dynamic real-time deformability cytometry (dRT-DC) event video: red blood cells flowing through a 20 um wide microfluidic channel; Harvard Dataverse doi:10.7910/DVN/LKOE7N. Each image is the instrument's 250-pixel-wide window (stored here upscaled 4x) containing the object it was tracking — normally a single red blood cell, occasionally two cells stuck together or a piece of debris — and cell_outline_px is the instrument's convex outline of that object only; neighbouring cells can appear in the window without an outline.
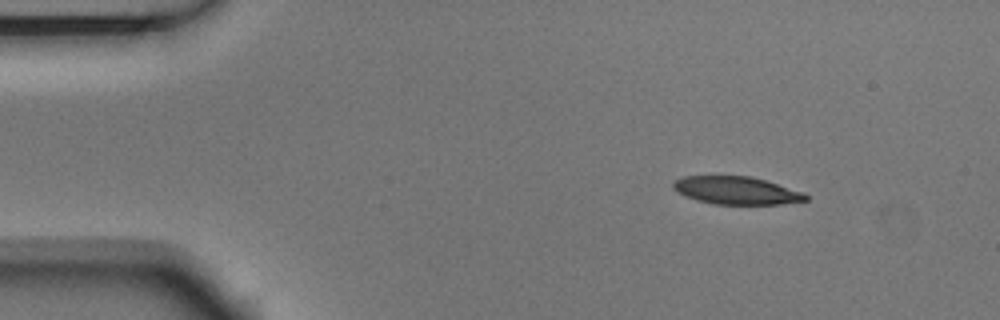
{"species": "Egyptian fruit bat (a non-hibernating species)", "species_latin": "Rousettus aegyptiacus", "temperature_condition": "room temperature", "stored_images_in_passage": 5, "camera_frame_rate_fps": 3000, "um_per_image_px": 0.085, "animal": {"sex": "male"}, "frame": {"image": 1, "passage_image": 1, "time_ms": 0.0, "image_size_px": [1000, 320], "cell_outline_px": [[808, 200], [780, 204], [716, 204], [696, 200], [672, 188], [672, 184], [676, 180], [684, 176], [752, 176], [804, 192], [808, 196]], "centroid_in_image_um": [62.63, 16.18], "position_along_channel_um": 22.4, "area_um2": 21.27}}
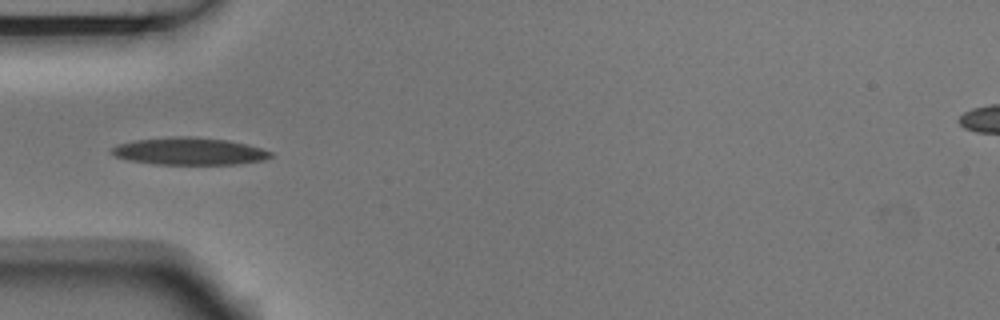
{"frame": {"image": 2, "passage_image": 4, "time_ms": 1.0, "image_size_px": [1000, 320], "cell_outline_px": [[272, 156], [264, 160], [236, 164], [152, 164], [128, 160], [116, 156], [108, 152], [112, 148], [120, 144], [136, 140], [176, 136], [192, 136], [228, 140], [260, 148], [272, 152]], "centroid_in_image_um": [16.08, 12.86], "position_along_channel_um": 68.9, "area_um2": 25.14}}
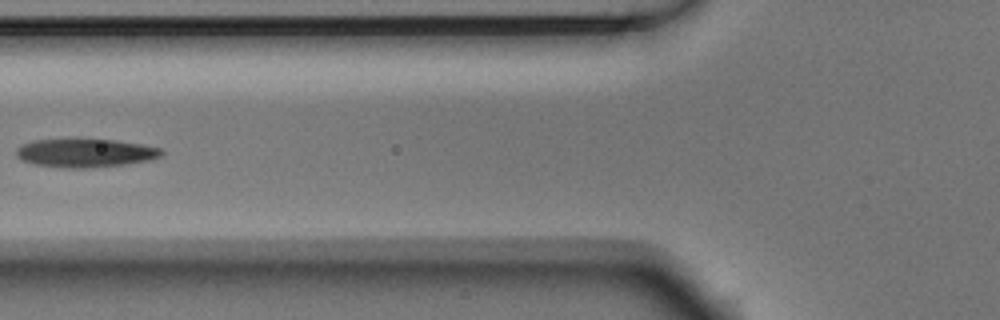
{"frame": {"image": 3, "passage_image": 5, "time_ms": 1.333, "image_size_px": [1000, 320], "cell_outline_px": [[164, 152], [160, 156], [148, 160], [124, 164], [92, 168], [60, 168], [32, 164], [20, 160], [16, 156], [16, 148], [20, 144], [32, 140], [68, 136], [76, 136], [116, 140], [140, 144], [160, 148]], "centroid_in_image_um": [7.12, 12.95], "position_along_channel_um": 118.7, "area_um2": 25.43}}